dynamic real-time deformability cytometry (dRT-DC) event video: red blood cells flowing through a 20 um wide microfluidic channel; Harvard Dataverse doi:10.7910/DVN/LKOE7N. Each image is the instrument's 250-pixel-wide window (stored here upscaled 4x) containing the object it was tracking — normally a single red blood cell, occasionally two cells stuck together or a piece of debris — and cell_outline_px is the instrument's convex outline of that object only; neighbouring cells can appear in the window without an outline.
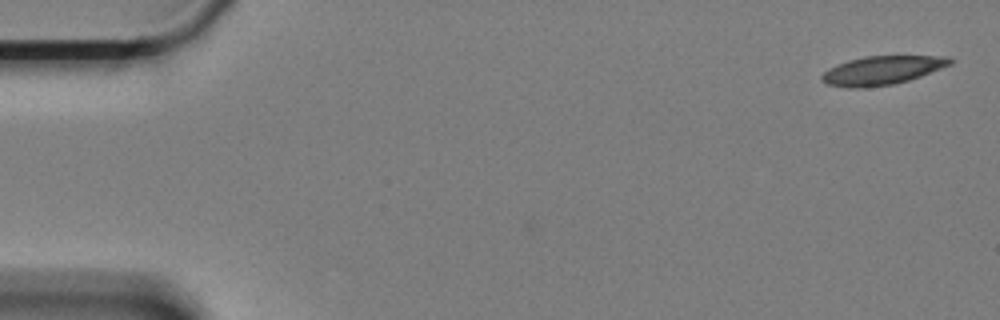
{"species": "Egyptian fruit bat (a non-hibernating species)", "species_latin": "Rousettus aegyptiacus", "temperature_condition": "cold", "stored_images_in_passage": 59, "camera_frame_rate_fps": 3000, "um_per_image_px": 0.085, "animal": {"sex": "female"}, "frame": {"image": 1, "passage_image": 1, "time_ms": 0.0, "image_size_px": [1000, 320], "cell_outline_px": [[956, 60], [952, 64], [920, 76], [908, 80], [892, 84], [860, 88], [848, 88], [828, 84], [820, 80], [820, 76], [828, 68], [848, 60], [864, 56], [948, 56]], "centroid_in_image_um": [74.97, 5.97], "position_along_channel_um": 10.0, "area_um2": 21.44}}
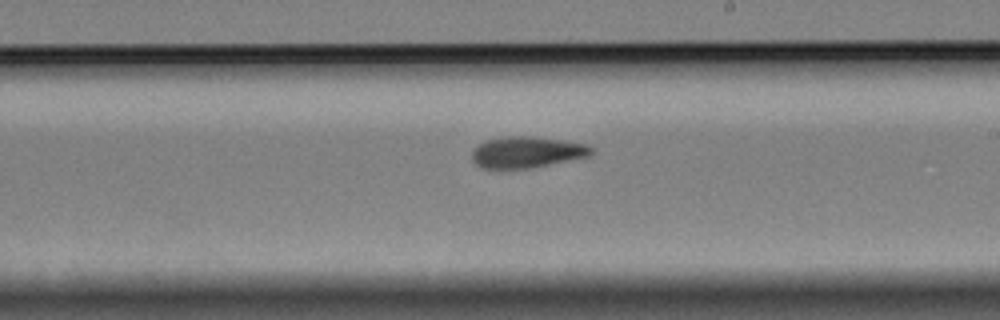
{"frame": {"image": 2, "passage_image": 34, "time_ms": 11.0, "image_size_px": [1000, 320], "cell_outline_px": [[596, 148], [592, 156], [532, 168], [480, 168], [472, 160], [472, 148], [484, 140], [508, 136], [532, 136], [588, 144]], "centroid_in_image_um": [44.82, 12.93], "position_along_channel_um": 244.2, "area_um2": 22.14}}
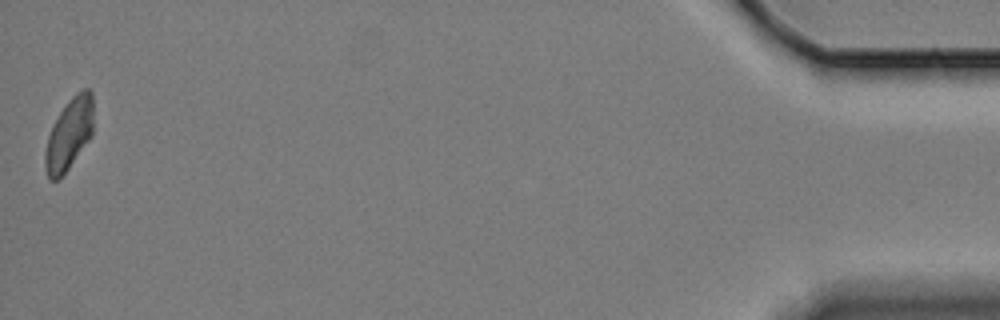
{"frame": {"image": 3, "passage_image": 59, "time_ms": 19.333, "image_size_px": [1000, 320], "cell_outline_px": [[92, 136], [68, 168], [56, 180], [48, 180], [44, 168], [44, 152], [48, 136], [60, 112], [68, 100], [76, 92], [84, 88], [88, 88], [92, 92]], "centroid_in_image_um": [5.86, 11.4], "position_along_channel_um": 429.3, "area_um2": 19.94}, "authors_computed_cell_mechanics": {"area_um2": 21.964, "velocity_mm_per_s": 3.304, "shape_relaxation_time_tau1_ms": null, "shape_relaxation_time_tau2_ms": 6.1681, "deformation_change_tau1": null, "deformation_change_tau2": 0.1247}}